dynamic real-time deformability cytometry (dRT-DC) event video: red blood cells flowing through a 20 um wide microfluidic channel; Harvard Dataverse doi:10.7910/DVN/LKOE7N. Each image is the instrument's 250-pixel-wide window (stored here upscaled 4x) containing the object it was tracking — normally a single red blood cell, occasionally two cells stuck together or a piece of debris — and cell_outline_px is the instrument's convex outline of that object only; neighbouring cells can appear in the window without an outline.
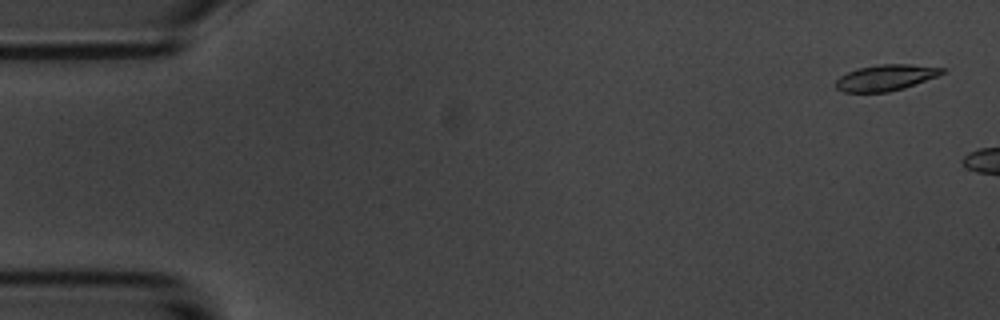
{"species": "common noctule bat (a hibernating species)", "species_latin": "Nyctalus noctula", "temperature_condition": "room temperature", "stored_images_in_passage": 7, "camera_frame_rate_fps": 3000, "um_per_image_px": 0.085, "animal": {"sex": "male", "body_mass_g": 20.1, "forearm_length_mm": 53.5}, "frame": {"image": 1, "passage_image": 2, "time_ms": 0.333, "image_size_px": [1000, 320], "cell_outline_px": [[948, 68], [944, 72], [936, 76], [904, 88], [888, 92], [844, 92], [836, 88], [836, 80], [840, 76], [848, 72], [860, 68], [880, 64], [908, 64]], "centroid_in_image_um": [75.29, 6.6], "position_along_channel_um": 9.7, "area_um2": 15.95}}